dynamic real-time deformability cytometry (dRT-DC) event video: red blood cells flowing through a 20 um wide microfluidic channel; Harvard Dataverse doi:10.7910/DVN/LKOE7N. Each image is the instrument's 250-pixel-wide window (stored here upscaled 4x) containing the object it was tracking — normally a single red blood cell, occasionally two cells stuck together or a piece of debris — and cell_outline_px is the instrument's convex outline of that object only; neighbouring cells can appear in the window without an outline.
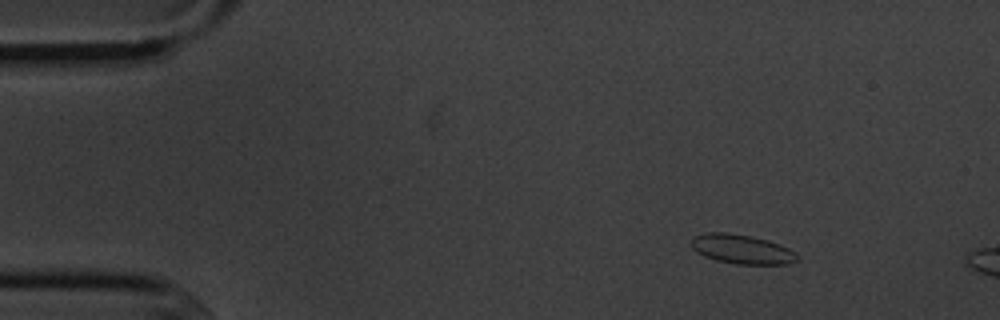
{"species": "common noctule bat (a hibernating species)", "species_latin": "Nyctalus noctula", "temperature_condition": "cold", "stored_images_in_passage": 4, "camera_frame_rate_fps": 3000, "um_per_image_px": 0.085, "animal": {"sex": "male", "body_mass_g": 20.1, "forearm_length_mm": 53.5}, "frame": {"image": 1, "passage_image": 2, "time_ms": 1.333, "image_size_px": [1000, 320], "cell_outline_px": [[800, 260], [788, 264], [736, 264], [716, 260], [704, 256], [696, 252], [692, 248], [692, 240], [696, 236], [708, 232], [728, 232], [752, 236], [768, 240], [780, 244], [796, 252], [800, 256]], "centroid_in_image_um": [63.11, 21.18], "position_along_channel_um": 21.9, "area_um2": 18.26}}